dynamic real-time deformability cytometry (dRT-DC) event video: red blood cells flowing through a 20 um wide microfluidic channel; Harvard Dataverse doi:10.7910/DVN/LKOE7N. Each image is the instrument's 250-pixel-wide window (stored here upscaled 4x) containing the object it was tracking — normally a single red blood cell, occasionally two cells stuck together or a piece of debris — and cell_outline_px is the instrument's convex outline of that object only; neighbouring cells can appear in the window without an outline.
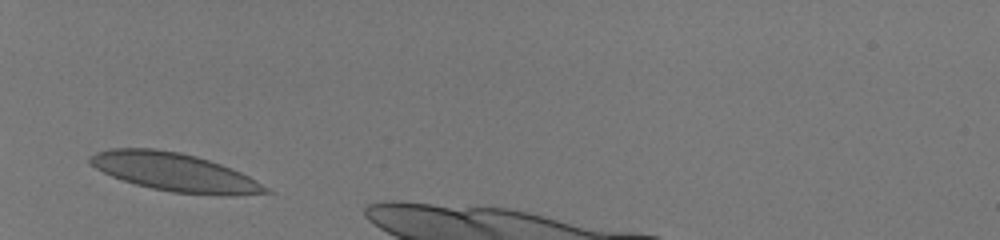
{"species": "human", "species_latin": "Homo sapiens", "temperature_condition": "room temperature", "stored_images_in_passage": 28, "camera_frame_rate_fps": 3000, "um_per_image_px": 0.085, "donor": {"sex": "male"}, "frame": {"image": 1, "passage_image": 1, "time_ms": 0.0, "image_size_px": [1000, 240], "cell_outline_px": [[272, 192], [236, 196], [228, 196], [172, 192], [152, 188], [136, 184], [112, 176], [96, 168], [88, 160], [96, 152], [112, 148], [152, 148], [180, 152], [196, 156], [232, 168], [256, 180], [268, 188]], "centroid_in_image_um": [14.88, 14.64], "position_along_channel_um": 70.1, "area_um2": 38.78}}
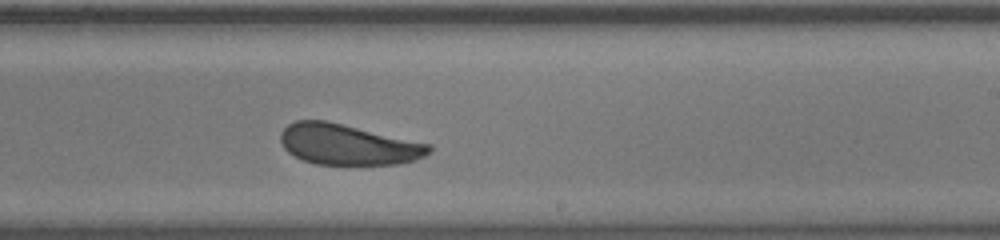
{"frame": {"image": 2, "passage_image": 16, "time_ms": 5.0, "image_size_px": [1000, 240], "cell_outline_px": [[432, 148], [424, 156], [416, 160], [400, 164], [316, 164], [304, 160], [288, 152], [284, 148], [280, 140], [280, 132], [288, 124], [296, 120], [324, 120], [432, 144]], "centroid_in_image_um": [29.57, 12.28], "position_along_channel_um": 259.4, "area_um2": 35.03}}
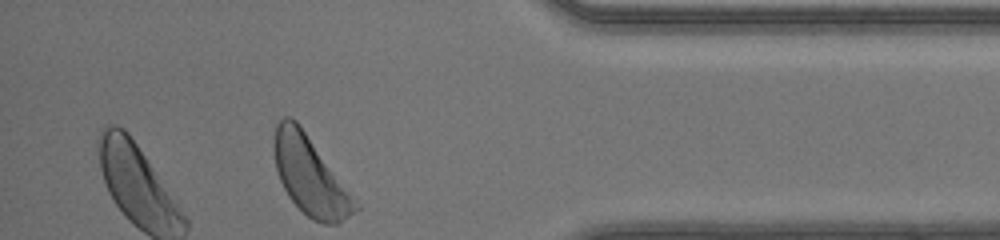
{"frame": {"image": 3, "passage_image": 28, "time_ms": 9.0, "image_size_px": [1000, 240], "cell_outline_px": [[360, 208], [356, 212], [336, 224], [324, 224], [312, 220], [288, 196], [280, 180], [276, 168], [272, 148], [276, 124], [284, 116], [292, 116], [300, 124], [360, 204]], "centroid_in_image_um": [26.36, 14.92], "position_along_channel_um": 408.8, "area_um2": 37.17}, "authors_computed_cell_mechanics": {"area_um2": 36.3851, "velocity_mm_per_s": 4.1221, "shape_relaxation_time_tau1_ms": 3.5262, "shape_relaxation_time_tau2_ms": 1.1908, "deformation_change_tau1": 0.1207, "deformation_change_tau2": 0.0686}}